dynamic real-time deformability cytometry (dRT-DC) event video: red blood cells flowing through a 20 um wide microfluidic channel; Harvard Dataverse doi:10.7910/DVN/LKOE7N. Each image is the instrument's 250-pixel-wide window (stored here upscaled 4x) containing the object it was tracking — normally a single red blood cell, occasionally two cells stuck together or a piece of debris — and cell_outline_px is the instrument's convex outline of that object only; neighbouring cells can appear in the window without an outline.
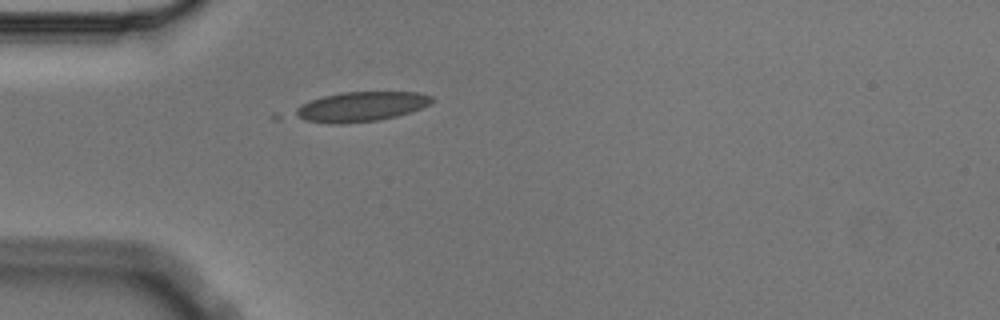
{"species": "Egyptian fruit bat (a non-hibernating species)", "species_latin": "Rousettus aegyptiacus", "temperature_condition": "cold", "stored_images_in_passage": 1, "camera_frame_rate_fps": 3000, "um_per_image_px": 0.085, "animal": {"sex": "male"}, "frame": {"image": 1, "passage_image": 1, "time_ms": 0.0, "image_size_px": [1000, 320], "cell_outline_px": [[436, 100], [432, 104], [412, 112], [396, 116], [376, 120], [340, 124], [328, 124], [272, 120], [268, 116], [272, 112], [324, 96], [344, 92], [420, 92], [432, 96]], "centroid_in_image_um": [30.08, 9.14], "position_along_channel_um": 54.9, "area_um2": 26.59}}